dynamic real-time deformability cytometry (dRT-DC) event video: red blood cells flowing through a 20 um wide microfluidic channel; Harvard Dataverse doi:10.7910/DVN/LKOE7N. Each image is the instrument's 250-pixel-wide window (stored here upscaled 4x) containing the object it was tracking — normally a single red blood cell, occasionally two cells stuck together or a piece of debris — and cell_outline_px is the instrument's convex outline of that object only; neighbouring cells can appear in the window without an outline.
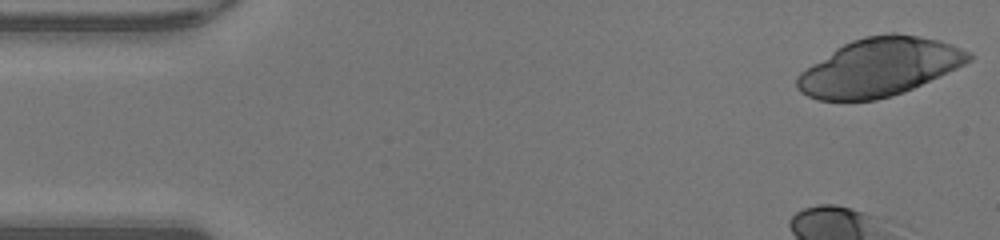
{"species": "human", "species_latin": "Homo sapiens", "temperature_condition": "warm", "stored_images_in_passage": 36, "camera_frame_rate_fps": 3000, "um_per_image_px": 0.085, "donor": {"sex": "male"}, "frame": {"image": 1, "passage_image": 1, "time_ms": 0.0, "image_size_px": [1000, 240], "cell_outline_px": [[972, 60], [956, 68], [904, 92], [892, 96], [876, 100], [816, 100], [800, 92], [796, 88], [796, 76], [800, 72], [836, 48], [852, 40], [864, 36], [888, 32], [896, 32], [920, 36], [940, 40], [952, 44], [972, 52]], "centroid_in_image_um": [74.74, 5.7], "position_along_channel_um": 10.3, "area_um2": 58.15}}